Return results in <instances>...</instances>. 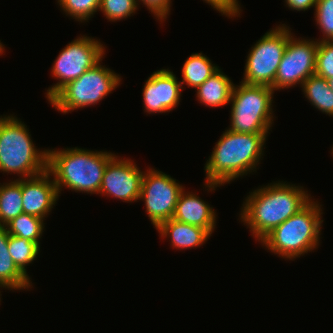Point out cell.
Instances as JSON below:
<instances>
[{
    "instance_id": "cell-24",
    "label": "cell",
    "mask_w": 333,
    "mask_h": 333,
    "mask_svg": "<svg viewBox=\"0 0 333 333\" xmlns=\"http://www.w3.org/2000/svg\"><path fill=\"white\" fill-rule=\"evenodd\" d=\"M61 10L79 22H89L97 11H99L100 0H57Z\"/></svg>"
},
{
    "instance_id": "cell-2",
    "label": "cell",
    "mask_w": 333,
    "mask_h": 333,
    "mask_svg": "<svg viewBox=\"0 0 333 333\" xmlns=\"http://www.w3.org/2000/svg\"><path fill=\"white\" fill-rule=\"evenodd\" d=\"M268 134L236 133L226 129L205 163V189L213 191L256 171Z\"/></svg>"
},
{
    "instance_id": "cell-18",
    "label": "cell",
    "mask_w": 333,
    "mask_h": 333,
    "mask_svg": "<svg viewBox=\"0 0 333 333\" xmlns=\"http://www.w3.org/2000/svg\"><path fill=\"white\" fill-rule=\"evenodd\" d=\"M8 231L0 226V285L8 290L32 288L31 278L26 276L14 263L8 249Z\"/></svg>"
},
{
    "instance_id": "cell-11",
    "label": "cell",
    "mask_w": 333,
    "mask_h": 333,
    "mask_svg": "<svg viewBox=\"0 0 333 333\" xmlns=\"http://www.w3.org/2000/svg\"><path fill=\"white\" fill-rule=\"evenodd\" d=\"M318 44L316 39L295 38L293 34L290 36L271 86L274 91L297 84L302 87L303 82L315 74Z\"/></svg>"
},
{
    "instance_id": "cell-23",
    "label": "cell",
    "mask_w": 333,
    "mask_h": 333,
    "mask_svg": "<svg viewBox=\"0 0 333 333\" xmlns=\"http://www.w3.org/2000/svg\"><path fill=\"white\" fill-rule=\"evenodd\" d=\"M8 249L14 263L29 277L26 268L38 257L40 246L36 242L9 234Z\"/></svg>"
},
{
    "instance_id": "cell-19",
    "label": "cell",
    "mask_w": 333,
    "mask_h": 333,
    "mask_svg": "<svg viewBox=\"0 0 333 333\" xmlns=\"http://www.w3.org/2000/svg\"><path fill=\"white\" fill-rule=\"evenodd\" d=\"M218 69L219 66L213 64L203 53H193L183 64L181 86L186 84L196 89Z\"/></svg>"
},
{
    "instance_id": "cell-5",
    "label": "cell",
    "mask_w": 333,
    "mask_h": 333,
    "mask_svg": "<svg viewBox=\"0 0 333 333\" xmlns=\"http://www.w3.org/2000/svg\"><path fill=\"white\" fill-rule=\"evenodd\" d=\"M13 115L0 116V172L37 176L47 170L48 150L37 149L27 125Z\"/></svg>"
},
{
    "instance_id": "cell-9",
    "label": "cell",
    "mask_w": 333,
    "mask_h": 333,
    "mask_svg": "<svg viewBox=\"0 0 333 333\" xmlns=\"http://www.w3.org/2000/svg\"><path fill=\"white\" fill-rule=\"evenodd\" d=\"M105 46L96 38L81 35L64 47L55 59L51 73L58 82L45 93L48 101L68 82L79 78L105 55Z\"/></svg>"
},
{
    "instance_id": "cell-32",
    "label": "cell",
    "mask_w": 333,
    "mask_h": 333,
    "mask_svg": "<svg viewBox=\"0 0 333 333\" xmlns=\"http://www.w3.org/2000/svg\"><path fill=\"white\" fill-rule=\"evenodd\" d=\"M4 50H5L4 44H2L0 40V56L3 54Z\"/></svg>"
},
{
    "instance_id": "cell-25",
    "label": "cell",
    "mask_w": 333,
    "mask_h": 333,
    "mask_svg": "<svg viewBox=\"0 0 333 333\" xmlns=\"http://www.w3.org/2000/svg\"><path fill=\"white\" fill-rule=\"evenodd\" d=\"M137 10V0H100L99 11L111 22L131 17Z\"/></svg>"
},
{
    "instance_id": "cell-8",
    "label": "cell",
    "mask_w": 333,
    "mask_h": 333,
    "mask_svg": "<svg viewBox=\"0 0 333 333\" xmlns=\"http://www.w3.org/2000/svg\"><path fill=\"white\" fill-rule=\"evenodd\" d=\"M290 29L286 24L277 25L261 36L251 47L246 59L242 83L270 87L274 84L278 66L292 35Z\"/></svg>"
},
{
    "instance_id": "cell-14",
    "label": "cell",
    "mask_w": 333,
    "mask_h": 333,
    "mask_svg": "<svg viewBox=\"0 0 333 333\" xmlns=\"http://www.w3.org/2000/svg\"><path fill=\"white\" fill-rule=\"evenodd\" d=\"M23 213L46 220L59 195L52 174L45 172L21 179Z\"/></svg>"
},
{
    "instance_id": "cell-12",
    "label": "cell",
    "mask_w": 333,
    "mask_h": 333,
    "mask_svg": "<svg viewBox=\"0 0 333 333\" xmlns=\"http://www.w3.org/2000/svg\"><path fill=\"white\" fill-rule=\"evenodd\" d=\"M143 174L133 160L115 154L106 165L99 194L135 202L140 198Z\"/></svg>"
},
{
    "instance_id": "cell-26",
    "label": "cell",
    "mask_w": 333,
    "mask_h": 333,
    "mask_svg": "<svg viewBox=\"0 0 333 333\" xmlns=\"http://www.w3.org/2000/svg\"><path fill=\"white\" fill-rule=\"evenodd\" d=\"M314 17L323 37L317 41L333 40V0H317Z\"/></svg>"
},
{
    "instance_id": "cell-27",
    "label": "cell",
    "mask_w": 333,
    "mask_h": 333,
    "mask_svg": "<svg viewBox=\"0 0 333 333\" xmlns=\"http://www.w3.org/2000/svg\"><path fill=\"white\" fill-rule=\"evenodd\" d=\"M315 75L325 79L333 77V40L319 41L316 54Z\"/></svg>"
},
{
    "instance_id": "cell-28",
    "label": "cell",
    "mask_w": 333,
    "mask_h": 333,
    "mask_svg": "<svg viewBox=\"0 0 333 333\" xmlns=\"http://www.w3.org/2000/svg\"><path fill=\"white\" fill-rule=\"evenodd\" d=\"M213 9L228 18L240 17L241 6L238 0H203ZM239 3V4H238Z\"/></svg>"
},
{
    "instance_id": "cell-20",
    "label": "cell",
    "mask_w": 333,
    "mask_h": 333,
    "mask_svg": "<svg viewBox=\"0 0 333 333\" xmlns=\"http://www.w3.org/2000/svg\"><path fill=\"white\" fill-rule=\"evenodd\" d=\"M301 88L313 107L324 114L333 116V92L327 79L314 74L303 82Z\"/></svg>"
},
{
    "instance_id": "cell-3",
    "label": "cell",
    "mask_w": 333,
    "mask_h": 333,
    "mask_svg": "<svg viewBox=\"0 0 333 333\" xmlns=\"http://www.w3.org/2000/svg\"><path fill=\"white\" fill-rule=\"evenodd\" d=\"M47 150V170L53 176L59 197L63 187L79 193L99 194L106 165L115 155L78 147Z\"/></svg>"
},
{
    "instance_id": "cell-7",
    "label": "cell",
    "mask_w": 333,
    "mask_h": 333,
    "mask_svg": "<svg viewBox=\"0 0 333 333\" xmlns=\"http://www.w3.org/2000/svg\"><path fill=\"white\" fill-rule=\"evenodd\" d=\"M102 60L103 58L79 78L63 86L49 103L58 112L66 114L102 101L119 87L122 80L119 74L101 65Z\"/></svg>"
},
{
    "instance_id": "cell-22",
    "label": "cell",
    "mask_w": 333,
    "mask_h": 333,
    "mask_svg": "<svg viewBox=\"0 0 333 333\" xmlns=\"http://www.w3.org/2000/svg\"><path fill=\"white\" fill-rule=\"evenodd\" d=\"M44 219L29 215L26 213L19 214L5 225L8 234L36 242L40 246V240L43 234Z\"/></svg>"
},
{
    "instance_id": "cell-6",
    "label": "cell",
    "mask_w": 333,
    "mask_h": 333,
    "mask_svg": "<svg viewBox=\"0 0 333 333\" xmlns=\"http://www.w3.org/2000/svg\"><path fill=\"white\" fill-rule=\"evenodd\" d=\"M240 83L234 84L232 90L228 130L236 133L270 134L274 123L272 106L275 91L270 86Z\"/></svg>"
},
{
    "instance_id": "cell-15",
    "label": "cell",
    "mask_w": 333,
    "mask_h": 333,
    "mask_svg": "<svg viewBox=\"0 0 333 333\" xmlns=\"http://www.w3.org/2000/svg\"><path fill=\"white\" fill-rule=\"evenodd\" d=\"M216 216L215 210L208 202L202 200L196 193L183 189L178 197L172 219L199 226L212 234L216 228Z\"/></svg>"
},
{
    "instance_id": "cell-17",
    "label": "cell",
    "mask_w": 333,
    "mask_h": 333,
    "mask_svg": "<svg viewBox=\"0 0 333 333\" xmlns=\"http://www.w3.org/2000/svg\"><path fill=\"white\" fill-rule=\"evenodd\" d=\"M234 84L219 68L196 88V99L206 107L216 108L230 103Z\"/></svg>"
},
{
    "instance_id": "cell-4",
    "label": "cell",
    "mask_w": 333,
    "mask_h": 333,
    "mask_svg": "<svg viewBox=\"0 0 333 333\" xmlns=\"http://www.w3.org/2000/svg\"><path fill=\"white\" fill-rule=\"evenodd\" d=\"M314 200L311 199L296 214L275 227L260 241L261 245L290 261L317 249L324 220L322 205Z\"/></svg>"
},
{
    "instance_id": "cell-1",
    "label": "cell",
    "mask_w": 333,
    "mask_h": 333,
    "mask_svg": "<svg viewBox=\"0 0 333 333\" xmlns=\"http://www.w3.org/2000/svg\"><path fill=\"white\" fill-rule=\"evenodd\" d=\"M295 185L276 181L249 192L239 217L256 241L260 242L311 200L303 186Z\"/></svg>"
},
{
    "instance_id": "cell-33",
    "label": "cell",
    "mask_w": 333,
    "mask_h": 333,
    "mask_svg": "<svg viewBox=\"0 0 333 333\" xmlns=\"http://www.w3.org/2000/svg\"><path fill=\"white\" fill-rule=\"evenodd\" d=\"M0 288H4V287H2V286L0 285ZM0 296H2V295H1V291H0ZM0 301H1V297H0Z\"/></svg>"
},
{
    "instance_id": "cell-13",
    "label": "cell",
    "mask_w": 333,
    "mask_h": 333,
    "mask_svg": "<svg viewBox=\"0 0 333 333\" xmlns=\"http://www.w3.org/2000/svg\"><path fill=\"white\" fill-rule=\"evenodd\" d=\"M183 88L170 69L154 71L143 86L144 112L150 115L172 111L180 103Z\"/></svg>"
},
{
    "instance_id": "cell-29",
    "label": "cell",
    "mask_w": 333,
    "mask_h": 333,
    "mask_svg": "<svg viewBox=\"0 0 333 333\" xmlns=\"http://www.w3.org/2000/svg\"><path fill=\"white\" fill-rule=\"evenodd\" d=\"M138 5L143 3L145 7L161 23L166 20L171 10V0H137Z\"/></svg>"
},
{
    "instance_id": "cell-16",
    "label": "cell",
    "mask_w": 333,
    "mask_h": 333,
    "mask_svg": "<svg viewBox=\"0 0 333 333\" xmlns=\"http://www.w3.org/2000/svg\"><path fill=\"white\" fill-rule=\"evenodd\" d=\"M156 230L163 239L170 238V246L177 250L201 247L212 236L206 229L172 218L163 222Z\"/></svg>"
},
{
    "instance_id": "cell-21",
    "label": "cell",
    "mask_w": 333,
    "mask_h": 333,
    "mask_svg": "<svg viewBox=\"0 0 333 333\" xmlns=\"http://www.w3.org/2000/svg\"><path fill=\"white\" fill-rule=\"evenodd\" d=\"M22 213L21 178L0 183V226H5Z\"/></svg>"
},
{
    "instance_id": "cell-10",
    "label": "cell",
    "mask_w": 333,
    "mask_h": 333,
    "mask_svg": "<svg viewBox=\"0 0 333 333\" xmlns=\"http://www.w3.org/2000/svg\"><path fill=\"white\" fill-rule=\"evenodd\" d=\"M176 181L151 167L144 171L139 200L144 202L146 213L156 229L174 215L178 197L185 188Z\"/></svg>"
},
{
    "instance_id": "cell-31",
    "label": "cell",
    "mask_w": 333,
    "mask_h": 333,
    "mask_svg": "<svg viewBox=\"0 0 333 333\" xmlns=\"http://www.w3.org/2000/svg\"><path fill=\"white\" fill-rule=\"evenodd\" d=\"M327 81H328V84H329L330 89H331L332 92H333V77L330 78V79H327Z\"/></svg>"
},
{
    "instance_id": "cell-30",
    "label": "cell",
    "mask_w": 333,
    "mask_h": 333,
    "mask_svg": "<svg viewBox=\"0 0 333 333\" xmlns=\"http://www.w3.org/2000/svg\"><path fill=\"white\" fill-rule=\"evenodd\" d=\"M317 0H285L287 7L295 11H307L310 8H315Z\"/></svg>"
}]
</instances>
